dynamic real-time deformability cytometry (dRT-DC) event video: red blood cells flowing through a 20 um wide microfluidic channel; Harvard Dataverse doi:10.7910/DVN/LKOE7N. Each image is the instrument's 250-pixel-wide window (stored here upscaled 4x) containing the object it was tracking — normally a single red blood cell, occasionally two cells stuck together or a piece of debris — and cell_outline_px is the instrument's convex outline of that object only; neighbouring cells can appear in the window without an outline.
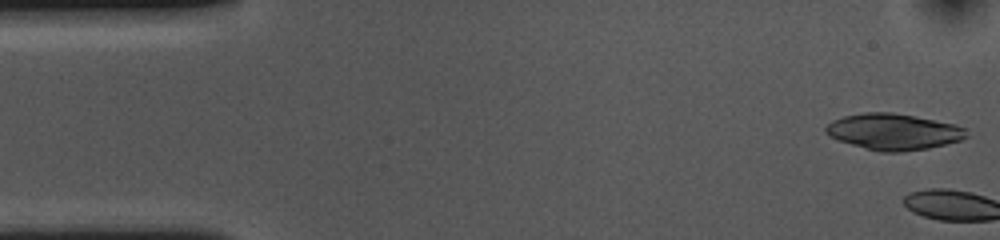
{"species": "common noctule bat (a hibernating species)", "species_latin": "Nyctalus noctula", "temperature_condition": "cold", "stored_images_in_passage": 3, "camera_frame_rate_fps": 3000, "um_per_image_px": 0.085, "animal": {"sex": "female", "body_mass_g": 10.0, "forearm_length_mm": 53.1}, "frame": {"image": 1, "passage_image": 1, "time_ms": 0.0, "image_size_px": [1000, 240], "cell_outline_px": [[968, 136], [960, 140], [928, 148], [900, 152], [880, 152], [864, 148], [840, 140], [824, 132], [824, 128], [832, 120], [844, 116], [864, 112], [892, 112], [956, 124], [964, 128]], "centroid_in_image_um": [75.94, 11.19], "position_along_channel_um": 9.1, "area_um2": 29.42}}